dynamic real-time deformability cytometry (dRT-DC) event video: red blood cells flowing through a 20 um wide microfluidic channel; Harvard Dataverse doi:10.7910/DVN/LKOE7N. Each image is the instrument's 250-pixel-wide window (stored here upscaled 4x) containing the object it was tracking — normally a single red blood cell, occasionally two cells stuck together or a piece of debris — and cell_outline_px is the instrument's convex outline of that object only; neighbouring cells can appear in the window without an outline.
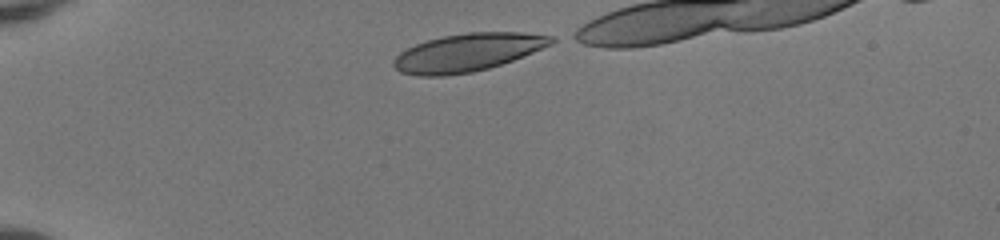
{"species": "human", "species_latin": "Homo sapiens", "temperature_condition": "room temperature", "stored_images_in_passage": 34, "camera_frame_rate_fps": 3000, "um_per_image_px": 0.085, "donor": {"sex": "female"}, "frame": {"image": 1, "passage_image": 1, "time_ms": 0.0, "image_size_px": [1000, 240], "cell_outline_px": [[560, 40], [552, 44], [512, 60], [488, 68], [472, 72], [444, 76], [416, 76], [400, 72], [392, 64], [392, 60], [400, 52], [416, 44], [428, 40], [444, 36], [468, 32], [524, 32], [556, 36]], "centroid_in_image_um": [39.77, 4.45], "position_along_channel_um": 45.2, "area_um2": 34.85}}
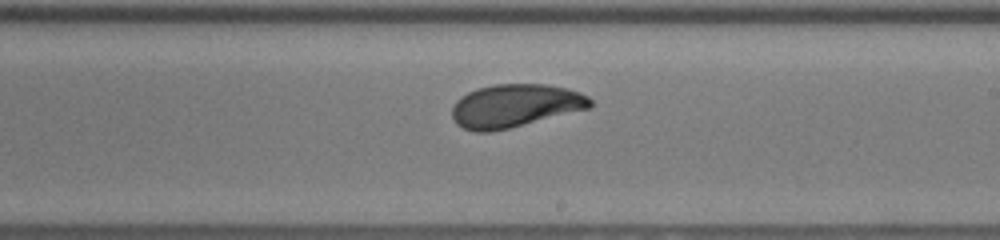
{"frame": {"image": 2, "passage_image": 19, "time_ms": 6.0, "image_size_px": [1000, 240], "cell_outline_px": [[592, 104], [588, 108], [508, 128], [488, 132], [476, 132], [464, 128], [456, 124], [452, 116], [452, 108], [456, 100], [460, 96], [476, 88], [496, 84], [544, 84], [568, 88], [580, 92], [588, 96], [592, 100]], "centroid_in_image_um": [43.74, 8.97], "position_along_channel_um": 245.3, "area_um2": 34.51}}
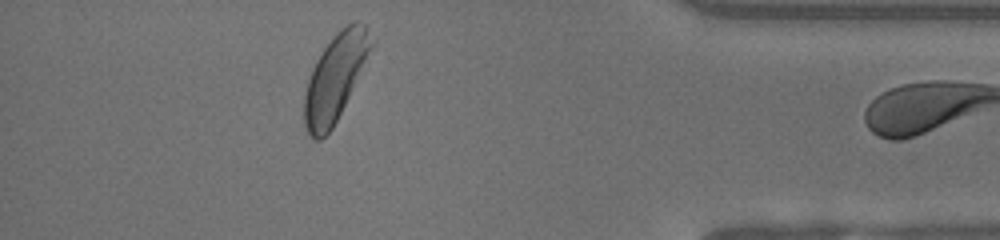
{"frame": {"image": 3, "passage_image": 33, "time_ms": 10.667, "image_size_px": [1000, 240], "cell_outline_px": [[376, 44], [332, 128], [320, 140], [312, 140], [304, 128], [304, 92], [312, 68], [316, 60], [324, 48], [340, 28], [356, 20], [364, 24], [376, 40]], "centroid_in_image_um": [28.52, 6.57], "position_along_channel_um": 406.7, "area_um2": 33.99}}